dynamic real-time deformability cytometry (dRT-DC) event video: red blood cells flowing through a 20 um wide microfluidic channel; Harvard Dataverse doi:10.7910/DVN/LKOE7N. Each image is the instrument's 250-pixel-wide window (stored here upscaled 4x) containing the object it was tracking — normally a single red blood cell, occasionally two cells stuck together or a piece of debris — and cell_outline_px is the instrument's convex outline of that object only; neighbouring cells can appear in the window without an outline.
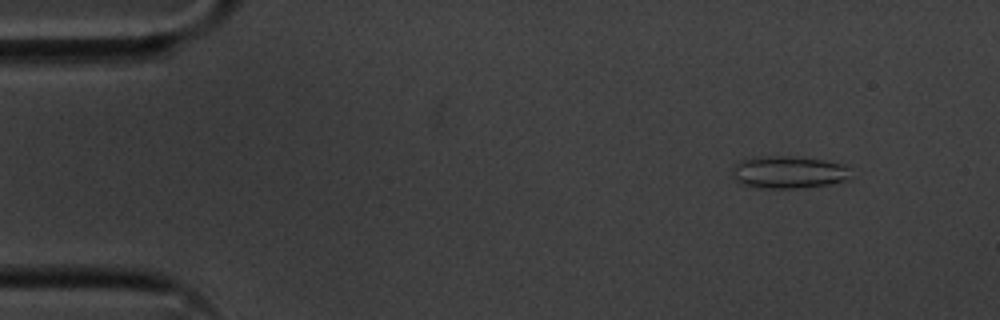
{"species": "common noctule bat (a hibernating species)", "species_latin": "Nyctalus noctula", "temperature_condition": "cold", "stored_images_in_passage": 56, "camera_frame_rate_fps": 3000, "um_per_image_px": 0.085, "animal": {"sex": "male", "body_mass_g": 20.1, "forearm_length_mm": 53.5}, "frame": {"image": 1, "passage_image": 6, "time_ms": 1.667, "image_size_px": [1000, 320], "cell_outline_px": [[848, 180], [832, 184], [804, 188], [760, 188], [740, 184], [732, 176], [732, 172], [736, 164], [740, 160], [752, 156], [796, 156], [824, 160], [848, 164]], "centroid_in_image_um": [67.03, 14.63], "position_along_channel_um": 18.0, "area_um2": 22.83}}
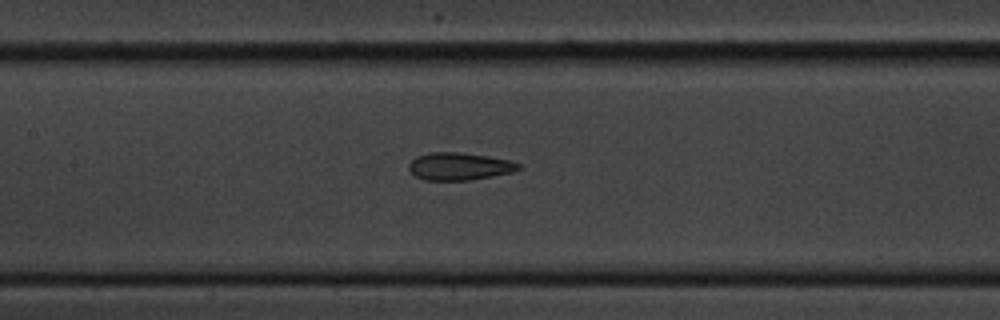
{"frame": {"image": 2, "passage_image": 26, "time_ms": 8.333, "image_size_px": [1000, 320], "cell_outline_px": [[520, 168], [512, 172], [492, 176], [468, 180], [424, 180], [416, 176], [408, 168], [408, 164], [416, 156], [428, 152], [456, 152], [488, 156], [508, 160], [520, 164]], "centroid_in_image_um": [39.0, 14.13], "position_along_channel_um": 168.4, "area_um2": 17.46}}
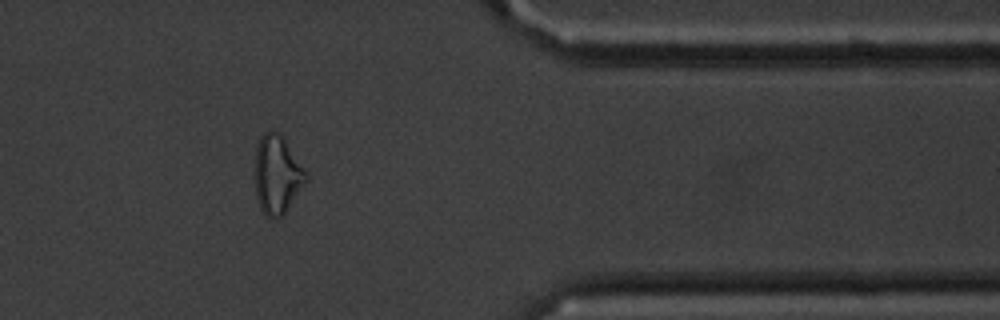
{"frame": {"image": 3, "passage_image": 46, "time_ms": 15.0, "image_size_px": [1000, 320], "cell_outline_px": [[308, 180], [284, 216], [276, 220], [268, 220], [260, 208], [256, 196], [256, 148], [260, 136], [264, 132], [276, 132], [284, 140], [304, 168], [308, 176]], "centroid_in_image_um": [23.57, 14.95], "position_along_channel_um": 387.8, "area_um2": 23.35}, "authors_computed_cell_mechanics": {"area_um2": 19.941, "velocity_mm_per_s": 3.5688, "shape_relaxation_time_tau1_ms": 10.0062, "shape_relaxation_time_tau2_ms": 1.9358, "deformation_change_tau1": 0.2065, "deformation_change_tau2": 0.1085}}